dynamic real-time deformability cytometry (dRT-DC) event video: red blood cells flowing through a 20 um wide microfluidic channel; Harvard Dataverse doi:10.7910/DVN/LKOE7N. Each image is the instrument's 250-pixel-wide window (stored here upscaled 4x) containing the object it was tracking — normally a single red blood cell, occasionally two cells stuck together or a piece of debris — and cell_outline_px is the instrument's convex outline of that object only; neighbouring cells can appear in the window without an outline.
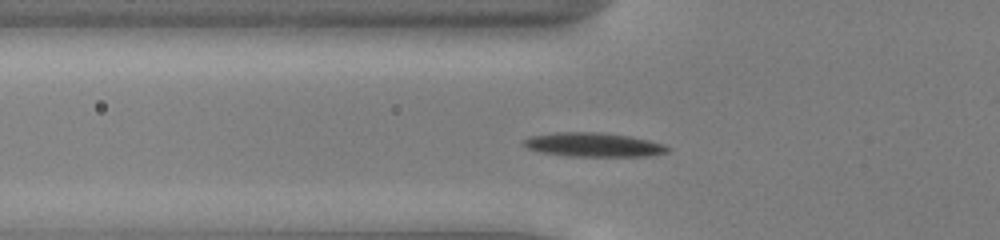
{"species": "common noctule bat (a hibernating species)", "species_latin": "Nyctalus noctula", "temperature_condition": "cold", "stored_images_in_passage": 46, "camera_frame_rate_fps": 3000, "um_per_image_px": 0.085, "animal": {"sex": "male", "body_mass_g": 13.0, "forearm_length_mm": 53.1}, "frame": {"image": 1, "passage_image": 12, "time_ms": 3.667, "image_size_px": [1000, 240], "cell_outline_px": [[672, 148], [668, 152], [652, 156], [568, 156], [540, 152], [528, 148], [520, 144], [520, 140], [528, 136], [556, 132], [600, 132], [632, 136], [664, 144]], "centroid_in_image_um": [50.42, 12.3], "position_along_channel_um": 75.4, "area_um2": 20.58}}
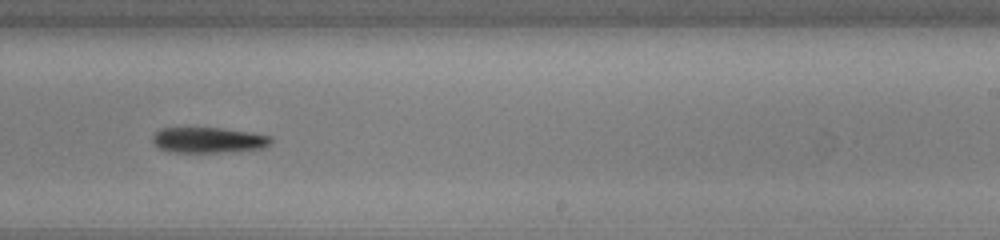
{"frame": {"image": 2, "passage_image": 27, "time_ms": 8.667, "image_size_px": [1000, 240], "cell_outline_px": [[272, 144], [264, 148], [236, 152], [168, 152], [160, 148], [152, 140], [152, 136], [160, 128], [224, 128], [252, 132], [272, 136]], "centroid_in_image_um": [17.79, 11.91], "position_along_channel_um": 271.2, "area_um2": 17.98}}
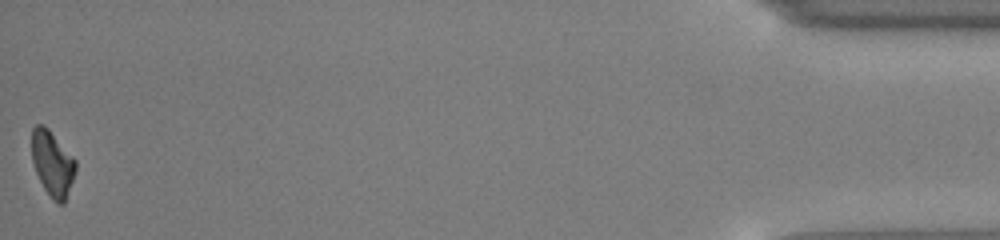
{"frame": {"image": 3, "passage_image": 46, "time_ms": 15.0, "image_size_px": [1000, 240], "cell_outline_px": [[76, 172], [64, 204], [56, 204], [52, 200], [44, 188], [36, 172], [32, 160], [32, 128], [36, 124], [44, 124], [48, 128], [76, 160]], "centroid_in_image_um": [4.46, 13.91], "position_along_channel_um": 430.7, "area_um2": 16.76}}